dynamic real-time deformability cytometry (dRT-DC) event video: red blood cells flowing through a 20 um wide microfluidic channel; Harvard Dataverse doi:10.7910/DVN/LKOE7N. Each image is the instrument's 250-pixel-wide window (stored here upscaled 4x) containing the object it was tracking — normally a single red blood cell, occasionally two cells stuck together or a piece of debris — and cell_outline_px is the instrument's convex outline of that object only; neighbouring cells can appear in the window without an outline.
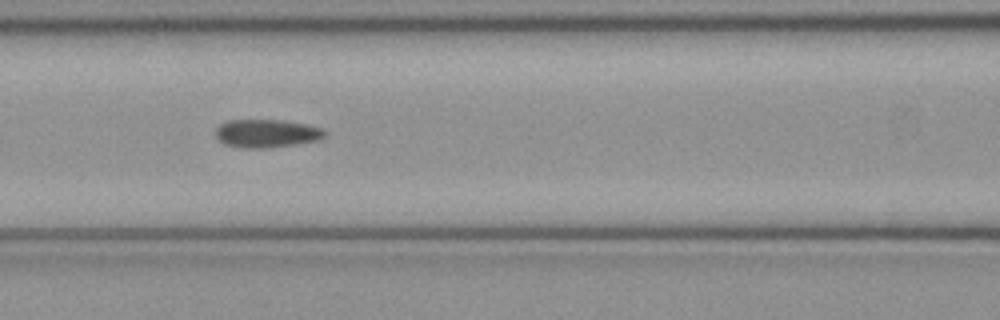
{"species": "common noctule bat (a hibernating species)", "species_latin": "Nyctalus noctula", "temperature_condition": "cold", "stored_images_in_passage": 39, "camera_frame_rate_fps": 3000, "um_per_image_px": 0.085, "animal": {"sex": "female", "body_mass_g": 21.9}, "frame": {"image": 1, "passage_image": 10, "time_ms": 3.0, "image_size_px": [1000, 320], "cell_outline_px": [[328, 132], [320, 140], [296, 144], [264, 148], [244, 148], [224, 144], [216, 136], [216, 128], [220, 124], [228, 120], [280, 120], [308, 124], [324, 128]], "centroid_in_image_um": [22.71, 11.33], "position_along_channel_um": 143.9, "area_um2": 18.03}}
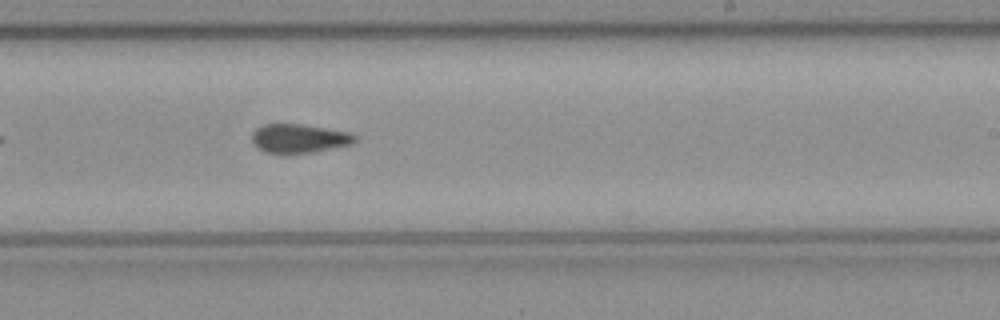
{"frame": {"image": 2, "passage_image": 19, "time_ms": 6.0, "image_size_px": [1000, 320], "cell_outline_px": [[356, 140], [352, 144], [312, 152], [284, 156], [268, 152], [252, 144], [252, 132], [256, 128], [264, 124], [300, 124], [348, 132], [356, 136]], "centroid_in_image_um": [25.37, 11.79], "position_along_channel_um": 263.6, "area_um2": 17.51}}
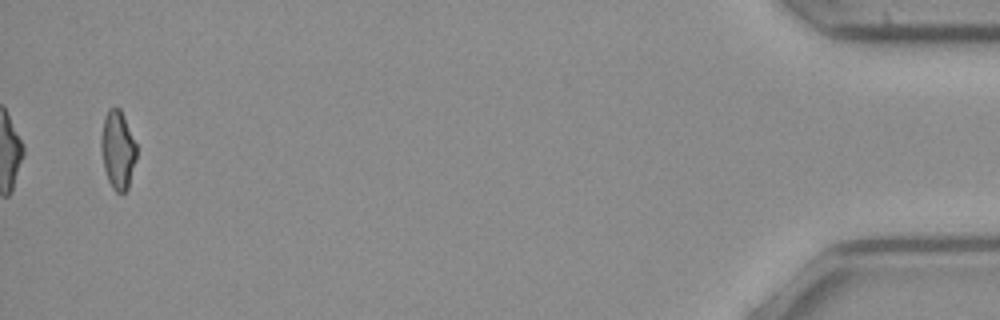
{"frame": {"image": 3, "passage_image": 38, "time_ms": 12.333, "image_size_px": [1000, 320], "cell_outline_px": [[136, 160], [128, 188], [124, 192], [116, 192], [112, 188], [108, 180], [104, 168], [100, 144], [100, 140], [104, 116], [108, 108], [120, 108], [124, 116], [136, 144]], "centroid_in_image_um": [10.0, 12.73], "position_along_channel_um": 425.2, "area_um2": 16.18}, "authors_computed_cell_mechanics": {"area_um2": 17.5134, "velocity_mm_per_s": 3.9967, "shape_relaxation_time_tau1_ms": null, "shape_relaxation_time_tau2_ms": 4.3514, "deformation_change_tau1": null, "deformation_change_tau2": 0.1016}}